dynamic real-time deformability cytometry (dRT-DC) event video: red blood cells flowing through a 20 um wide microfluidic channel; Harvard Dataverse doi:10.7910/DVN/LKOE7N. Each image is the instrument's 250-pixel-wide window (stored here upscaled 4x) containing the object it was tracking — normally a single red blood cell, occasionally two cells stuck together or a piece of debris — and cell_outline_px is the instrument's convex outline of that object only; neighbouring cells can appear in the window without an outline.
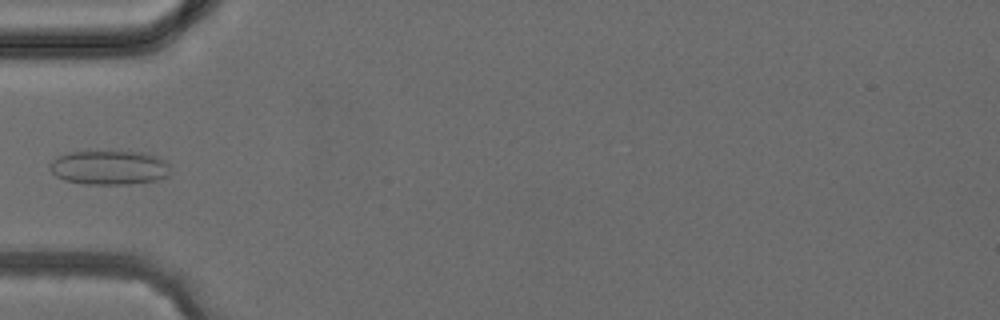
{"species": "common noctule bat (a hibernating species)", "species_latin": "Nyctalus noctula", "temperature_condition": "cold", "stored_images_in_passage": 3, "camera_frame_rate_fps": 3000, "um_per_image_px": 0.085, "animal": {"sex": "female", "body_mass_g": 24.6, "forearm_length_mm": 56.2}, "frame": {"image": 1, "passage_image": 3, "time_ms": 2.333, "image_size_px": [1000, 320], "cell_outline_px": [[168, 176], [156, 180], [128, 184], [84, 184], [64, 180], [56, 176], [52, 172], [48, 164], [56, 156], [68, 152], [148, 152], [164, 160], [168, 164]], "centroid_in_image_um": [9.25, 14.24], "position_along_channel_um": 75.7, "area_um2": 24.04}}